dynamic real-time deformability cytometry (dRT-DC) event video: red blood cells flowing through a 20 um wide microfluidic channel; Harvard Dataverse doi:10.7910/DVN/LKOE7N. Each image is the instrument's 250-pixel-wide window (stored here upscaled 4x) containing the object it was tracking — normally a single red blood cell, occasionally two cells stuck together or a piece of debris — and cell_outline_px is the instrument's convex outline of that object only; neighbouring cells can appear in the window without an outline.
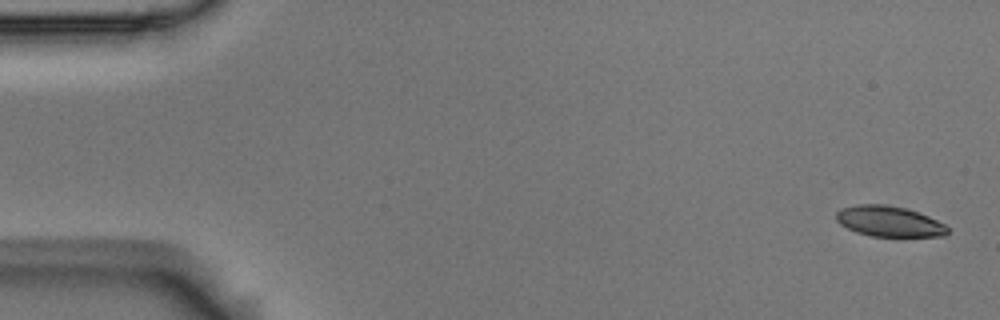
{"species": "Egyptian fruit bat (a non-hibernating species)", "species_latin": "Rousettus aegyptiacus", "temperature_condition": "room temperature", "stored_images_in_passage": 5, "camera_frame_rate_fps": 3000, "um_per_image_px": 0.085, "animal": {"sex": "male"}, "frame": {"image": 1, "passage_image": 1, "time_ms": 0.0, "image_size_px": [1000, 320], "cell_outline_px": [[948, 232], [944, 236], [872, 236], [856, 232], [840, 224], [836, 220], [836, 212], [840, 208], [856, 204], [884, 204], [904, 208], [928, 216], [944, 224], [948, 228]], "centroid_in_image_um": [75.53, 18.81], "position_along_channel_um": 9.5, "area_um2": 19.71}}
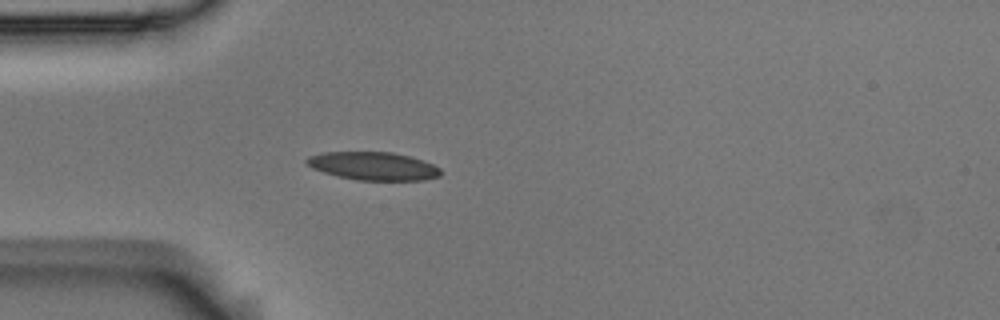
{"frame": {"image": 2, "passage_image": 5, "time_ms": 1.333, "image_size_px": [1000, 320], "cell_outline_px": [[440, 176], [424, 180], [356, 180], [336, 176], [312, 168], [304, 160], [308, 156], [324, 152], [392, 152], [412, 156], [424, 160], [440, 168]], "centroid_in_image_um": [31.73, 14.11], "position_along_channel_um": 53.3, "area_um2": 22.08}}